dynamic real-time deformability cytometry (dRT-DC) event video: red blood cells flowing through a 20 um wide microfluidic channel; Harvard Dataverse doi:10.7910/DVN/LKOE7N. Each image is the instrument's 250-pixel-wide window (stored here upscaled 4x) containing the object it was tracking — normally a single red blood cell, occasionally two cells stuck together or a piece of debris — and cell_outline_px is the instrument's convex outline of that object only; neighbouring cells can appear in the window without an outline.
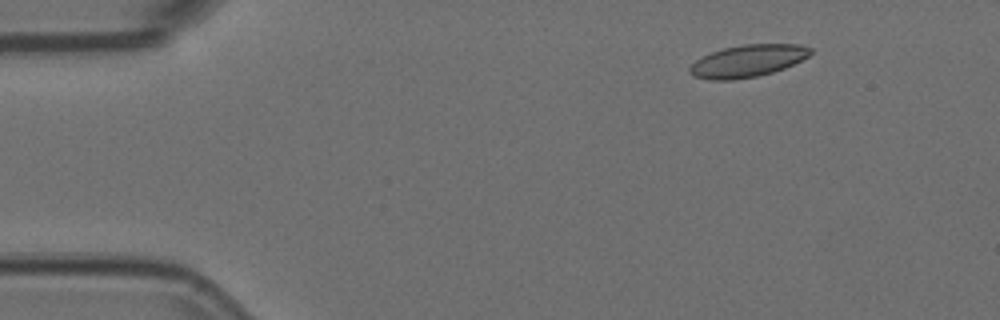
{"species": "Egyptian fruit bat (a non-hibernating species)", "species_latin": "Rousettus aegyptiacus", "temperature_condition": "room temperature", "stored_images_in_passage": 49, "camera_frame_rate_fps": 3000, "um_per_image_px": 0.085, "animal": {"sex": "female"}, "frame": {"image": 1, "passage_image": 1, "time_ms": 0.0, "image_size_px": [1000, 320], "cell_outline_px": [[812, 52], [808, 56], [784, 68], [772, 72], [756, 76], [732, 80], [712, 80], [692, 76], [688, 72], [688, 68], [696, 60], [712, 52], [724, 48], [744, 44], [800, 44], [812, 48]], "centroid_in_image_um": [63.53, 5.18], "position_along_channel_um": 21.5, "area_um2": 22.48}}
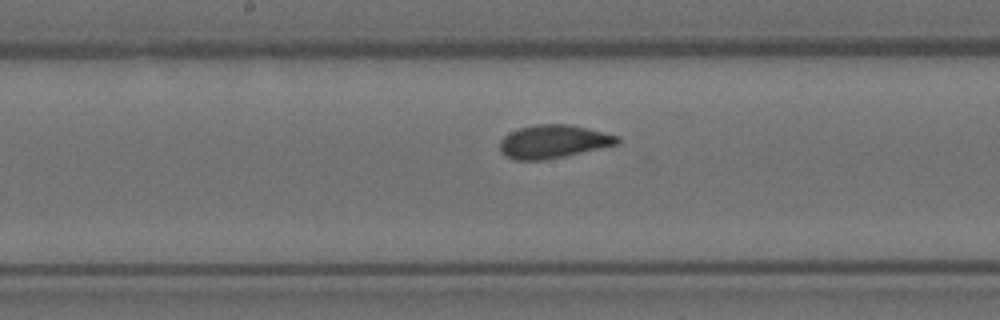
{"frame": {"image": 2, "passage_image": 22, "time_ms": 7.0, "image_size_px": [1000, 320], "cell_outline_px": [[620, 144], [564, 156], [544, 160], [516, 160], [500, 152], [500, 140], [504, 136], [520, 128], [536, 124], [568, 124], [588, 128], [620, 136]], "centroid_in_image_um": [47.07, 12.03], "position_along_channel_um": 201.1, "area_um2": 22.72}}
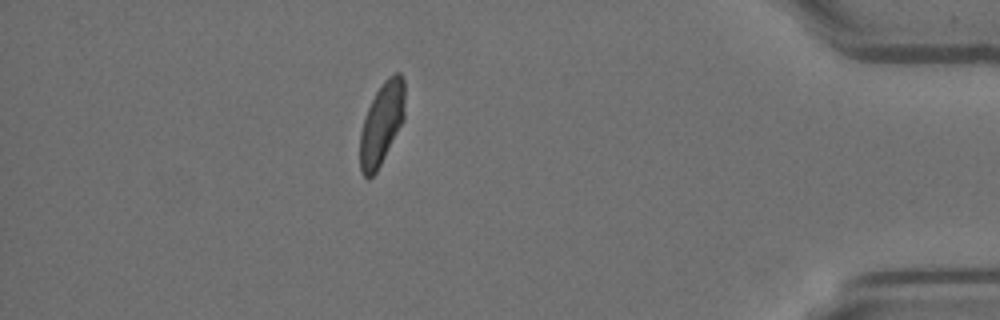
{"frame": {"image": 3, "passage_image": 42, "time_ms": 13.667, "image_size_px": [1000, 320], "cell_outline_px": [[404, 120], [376, 172], [372, 176], [364, 176], [360, 168], [360, 132], [364, 116], [376, 92], [384, 80], [392, 72], [400, 72], [404, 80]], "centroid_in_image_um": [32.45, 10.46], "position_along_channel_um": 402.8, "area_um2": 21.39}, "authors_computed_cell_mechanics": {"area_um2": 22.542, "velocity_mm_per_s": 3.7132, "shape_relaxation_time_tau1_ms": 7.3858, "shape_relaxation_time_tau2_ms": 0.9843, "deformation_change_tau1": 0.1759, "deformation_change_tau2": 0.0552}}